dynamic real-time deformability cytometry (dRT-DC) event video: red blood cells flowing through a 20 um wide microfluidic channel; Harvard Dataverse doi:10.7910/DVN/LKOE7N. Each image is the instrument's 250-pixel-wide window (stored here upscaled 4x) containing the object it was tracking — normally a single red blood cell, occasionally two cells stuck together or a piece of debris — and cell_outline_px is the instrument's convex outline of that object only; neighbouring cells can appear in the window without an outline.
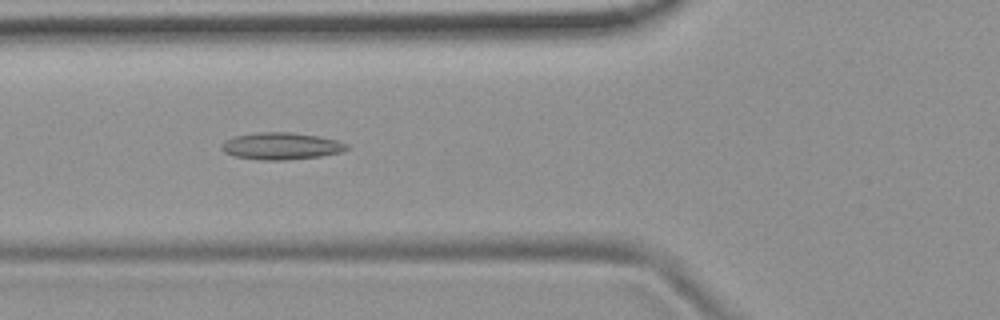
{"species": "common noctule bat (a hibernating species)", "species_latin": "Nyctalus noctula", "temperature_condition": "room temperature", "stored_images_in_passage": 38, "camera_frame_rate_fps": 3000, "um_per_image_px": 0.085, "animal": {"sex": "female", "body_mass_g": 19.9}, "frame": {"image": 1, "passage_image": 5, "time_ms": 1.333, "image_size_px": [1000, 320], "cell_outline_px": [[348, 148], [344, 152], [320, 156], [288, 160], [260, 160], [236, 156], [224, 152], [220, 148], [220, 144], [224, 140], [232, 136], [256, 132], [292, 132], [320, 136], [336, 140], [348, 144]], "centroid_in_image_um": [23.88, 12.4], "position_along_channel_um": 101.9, "area_um2": 20.0}}
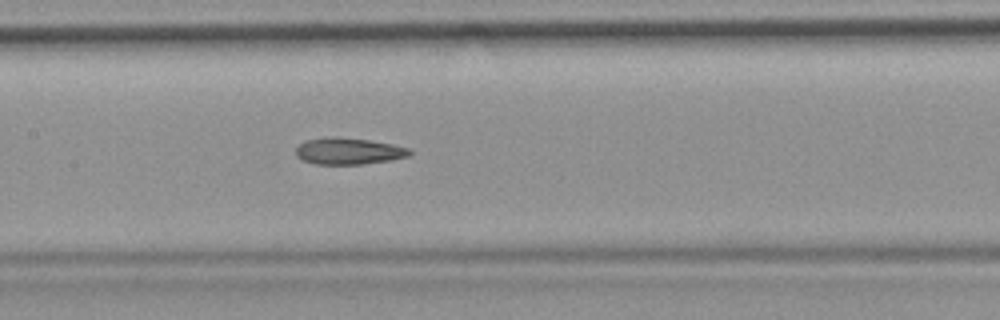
{"frame": {"image": 2, "passage_image": 11, "time_ms": 3.333, "image_size_px": [1000, 320], "cell_outline_px": [[412, 152], [408, 156], [392, 160], [360, 164], [316, 164], [304, 160], [296, 156], [296, 148], [304, 140], [328, 136], [336, 136], [368, 140], [392, 144], [408, 148]], "centroid_in_image_um": [29.6, 12.83], "position_along_channel_um": 177.8, "area_um2": 17.63}}
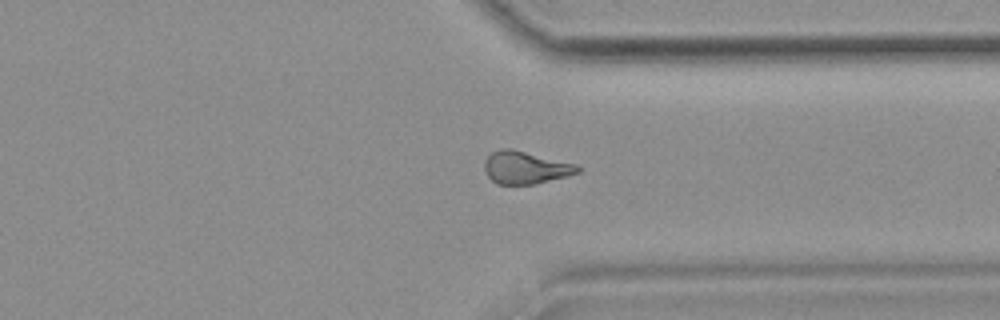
{"frame": {"image": 3, "passage_image": 26, "time_ms": 8.333, "image_size_px": [1000, 320], "cell_outline_px": [[580, 172], [536, 184], [496, 184], [488, 176], [484, 168], [484, 160], [492, 152], [500, 148], [512, 148], [576, 164], [580, 168]], "centroid_in_image_um": [44.64, 14.23], "position_along_channel_um": 366.8, "area_um2": 17.69}, "authors_computed_cell_mechanics": {"area_um2": 17.6868, "velocity_mm_per_s": 3.785, "shape_relaxation_time_tau1_ms": null, "shape_relaxation_time_tau2_ms": 4.8618, "deformation_change_tau1": null, "deformation_change_tau2": 0.1449}}